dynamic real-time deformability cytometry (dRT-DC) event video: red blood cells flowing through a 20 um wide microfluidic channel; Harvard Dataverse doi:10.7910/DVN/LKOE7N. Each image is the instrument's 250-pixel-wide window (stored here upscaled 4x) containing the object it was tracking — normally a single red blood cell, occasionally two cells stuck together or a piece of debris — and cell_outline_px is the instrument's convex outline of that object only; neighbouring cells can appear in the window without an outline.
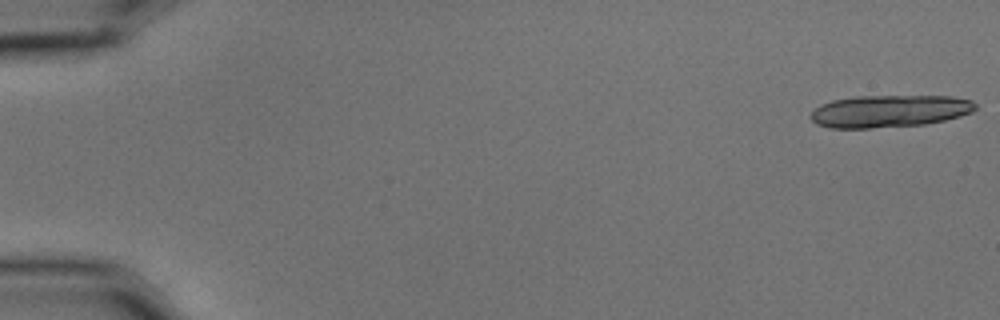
{"species": "common noctule bat (a hibernating species)", "species_latin": "Nyctalus noctula", "temperature_condition": "cold", "stored_images_in_passage": 5, "camera_frame_rate_fps": 3000, "um_per_image_px": 0.085, "animal": {"sex": "male", "body_mass_g": 15.6}, "frame": {"image": 1, "passage_image": 1, "time_ms": 0.0, "image_size_px": [1000, 320], "cell_outline_px": [[976, 108], [972, 112], [960, 116], [944, 120], [924, 124], [872, 128], [828, 128], [816, 124], [808, 116], [820, 104], [832, 100], [856, 96], [952, 96], [972, 100], [976, 104]], "centroid_in_image_um": [75.58, 9.44], "position_along_channel_um": 9.4, "area_um2": 31.15}}